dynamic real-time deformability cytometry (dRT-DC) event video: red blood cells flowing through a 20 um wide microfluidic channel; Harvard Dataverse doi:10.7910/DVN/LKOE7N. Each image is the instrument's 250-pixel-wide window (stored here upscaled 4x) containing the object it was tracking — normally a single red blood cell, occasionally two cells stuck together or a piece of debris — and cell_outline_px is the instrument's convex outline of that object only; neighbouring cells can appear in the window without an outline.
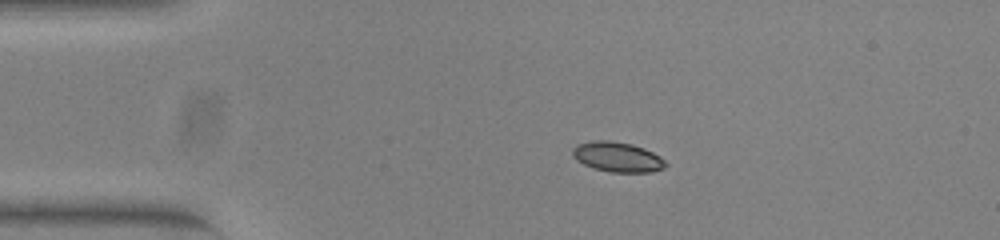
{"species": "common noctule bat (a hibernating species)", "species_latin": "Nyctalus noctula", "temperature_condition": "warm", "stored_images_in_passage": 43, "camera_frame_rate_fps": 3000, "um_per_image_px": 0.085, "animal": {"sex": "female", "body_mass_g": 23.0, "forearm_length_mm": 53.4}, "frame": {"image": 1, "passage_image": 1, "time_ms": 0.0, "image_size_px": [1000, 240], "cell_outline_px": [[668, 164], [664, 168], [652, 172], [612, 172], [592, 168], [576, 160], [572, 156], [572, 148], [576, 144], [592, 140], [608, 140], [632, 144], [644, 148], [660, 156]], "centroid_in_image_um": [52.46, 13.33], "position_along_channel_um": 32.5, "area_um2": 16.42}}
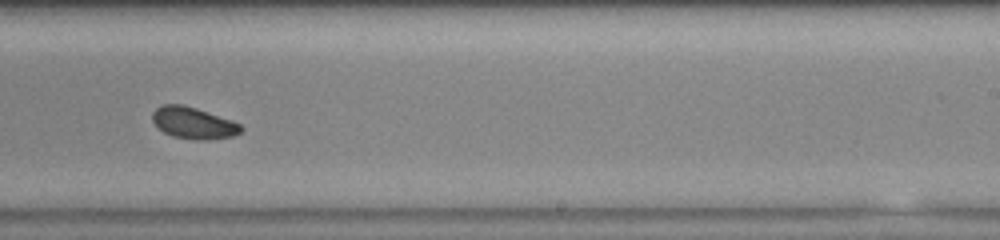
{"frame": {"image": 2, "passage_image": 23, "time_ms": 7.333, "image_size_px": [1000, 240], "cell_outline_px": [[244, 128], [240, 132], [232, 136], [208, 140], [196, 140], [172, 136], [164, 132], [152, 120], [152, 112], [156, 108], [164, 104], [184, 104], [232, 120], [240, 124]], "centroid_in_image_um": [16.44, 10.45], "position_along_channel_um": 272.6, "area_um2": 16.3}}
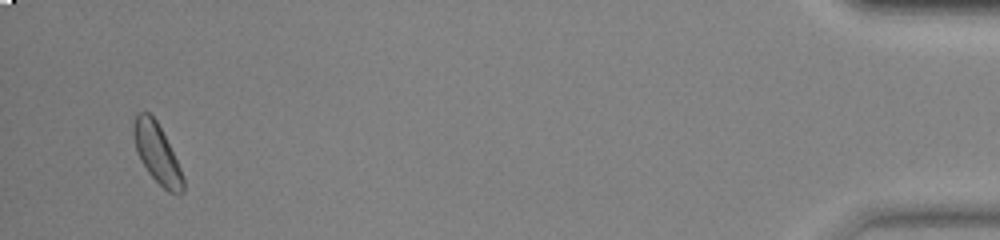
{"frame": {"image": 3, "passage_image": 41, "time_ms": 13.333, "image_size_px": [1000, 240], "cell_outline_px": [[184, 192], [180, 196], [168, 192], [148, 172], [140, 160], [136, 148], [132, 132], [132, 124], [136, 112], [148, 112], [156, 120], [184, 176]], "centroid_in_image_um": [13.33, 13.05], "position_along_channel_um": 421.9, "area_um2": 17.05}, "authors_computed_cell_mechanics": {"area_um2": 16.4152, "velocity_mm_per_s": 3.8938, "shape_relaxation_time_tau1_ms": 4.7804, "shape_relaxation_time_tau2_ms": 1.2493, "deformation_change_tau1": 0.1299, "deformation_change_tau2": 0.0512}}